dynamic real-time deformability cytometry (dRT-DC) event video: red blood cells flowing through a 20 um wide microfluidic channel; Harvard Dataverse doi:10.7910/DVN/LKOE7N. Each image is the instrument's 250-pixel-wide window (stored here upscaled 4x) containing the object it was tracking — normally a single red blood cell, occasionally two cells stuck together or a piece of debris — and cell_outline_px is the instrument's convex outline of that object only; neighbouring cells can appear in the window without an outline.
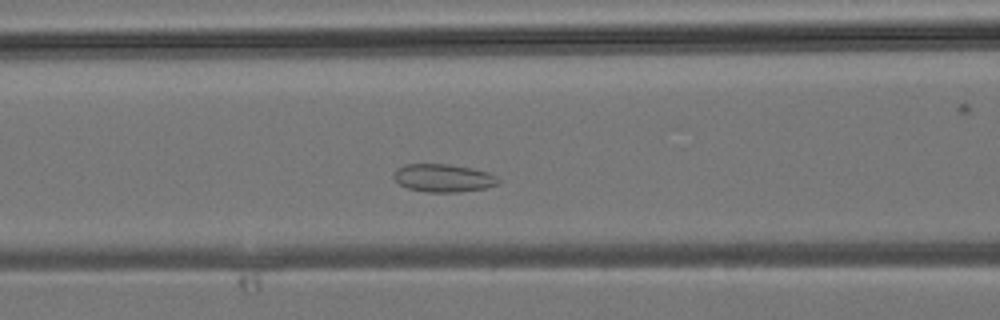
{"species": "common noctule bat (a hibernating species)", "species_latin": "Nyctalus noctula", "temperature_condition": "room temperature", "stored_images_in_passage": 31, "camera_frame_rate_fps": 3000, "um_per_image_px": 0.085, "animal": {"sex": "male", "body_mass_g": 19.2, "forearm_length_mm": 51.8}, "frame": {"image": 1, "passage_image": 10, "time_ms": 3.0, "image_size_px": [1000, 320], "cell_outline_px": [[500, 180], [496, 184], [484, 188], [460, 192], [424, 192], [408, 188], [400, 184], [392, 176], [392, 172], [396, 168], [404, 164], [448, 164], [472, 168], [488, 172], [496, 176]], "centroid_in_image_um": [37.64, 15.12], "position_along_channel_um": 129.0, "area_um2": 17.11}}
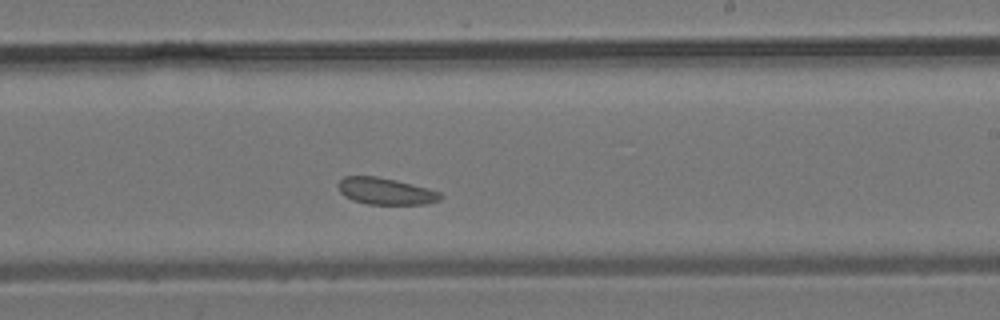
{"frame": {"image": 2, "passage_image": 17, "time_ms": 5.333, "image_size_px": [1000, 320], "cell_outline_px": [[444, 196], [440, 200], [428, 204], [368, 204], [352, 200], [344, 196], [340, 192], [340, 180], [344, 176], [376, 176], [396, 180], [428, 188], [440, 192]], "centroid_in_image_um": [32.82, 16.26], "position_along_channel_um": 256.2, "area_um2": 15.9}}
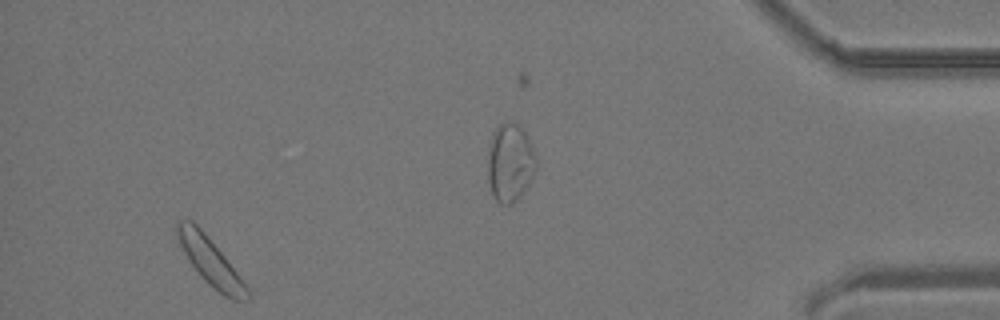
{"frame": {"image": 3, "passage_image": 30, "time_ms": 9.667, "image_size_px": [1000, 320], "cell_outline_px": [[252, 300], [232, 300], [224, 296], [208, 284], [200, 276], [188, 260], [180, 244], [176, 232], [176, 220], [192, 220], [204, 232], [224, 256], [248, 288]], "centroid_in_image_um": [17.88, 22.25], "position_along_channel_um": 417.3, "area_um2": 19.02}}